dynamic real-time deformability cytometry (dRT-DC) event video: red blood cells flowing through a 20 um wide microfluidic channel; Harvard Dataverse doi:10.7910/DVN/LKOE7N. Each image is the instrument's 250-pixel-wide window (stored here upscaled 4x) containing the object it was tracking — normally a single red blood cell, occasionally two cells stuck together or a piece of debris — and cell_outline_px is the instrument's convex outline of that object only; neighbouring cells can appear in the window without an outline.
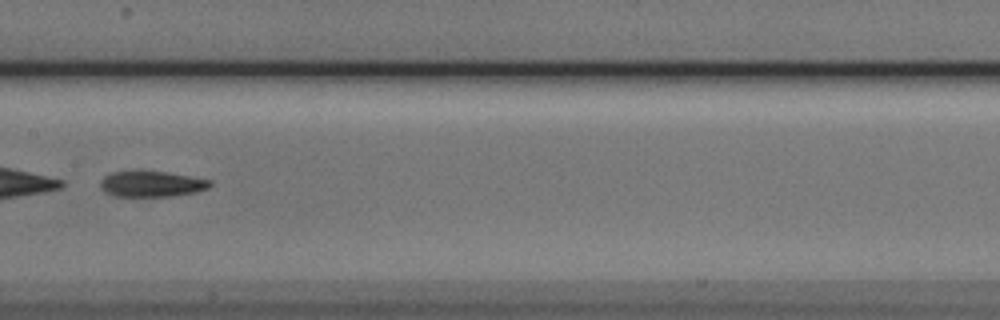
{"species": "Egyptian fruit bat (a non-hibernating species)", "species_latin": "Rousettus aegyptiacus", "temperature_condition": "cold", "stored_images_in_passage": 47, "camera_frame_rate_fps": 3000, "um_per_image_px": 0.085, "animal": {"sex": "male"}, "frame": {"image": 1, "passage_image": 27, "time_ms": 8.667, "image_size_px": [1000, 320], "cell_outline_px": [[212, 184], [208, 188], [196, 192], [168, 196], [112, 196], [104, 192], [100, 188], [100, 180], [104, 176], [112, 172], [136, 168], [164, 172], [212, 180]], "centroid_in_image_um": [12.8, 15.6], "position_along_channel_um": 194.6, "area_um2": 16.99}}